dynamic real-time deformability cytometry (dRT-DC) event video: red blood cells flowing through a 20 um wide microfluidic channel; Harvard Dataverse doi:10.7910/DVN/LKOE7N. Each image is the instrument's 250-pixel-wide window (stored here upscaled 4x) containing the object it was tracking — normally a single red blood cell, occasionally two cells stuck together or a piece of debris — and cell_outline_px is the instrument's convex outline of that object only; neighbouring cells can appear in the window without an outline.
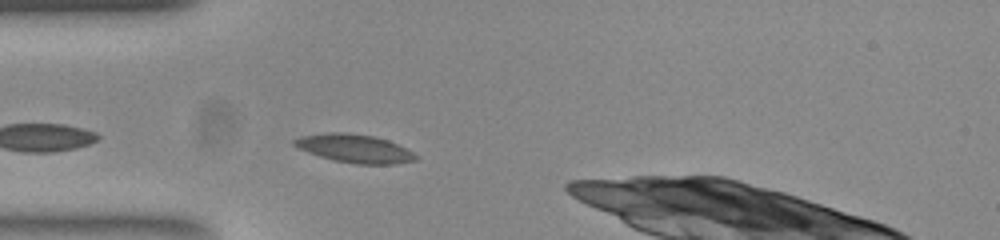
{"species": "common noctule bat (a hibernating species)", "species_latin": "Nyctalus noctula", "temperature_condition": "room temperature", "stored_images_in_passage": 7, "camera_frame_rate_fps": 3000, "um_per_image_px": 0.085, "animal": {"sex": "female", "body_mass_g": 23.0, "forearm_length_mm": 53.4}, "frame": {"image": 1, "passage_image": 3, "time_ms": 0.667, "image_size_px": [1000, 240], "cell_outline_px": [[420, 156], [416, 160], [396, 164], [356, 164], [332, 160], [308, 152], [292, 144], [292, 140], [300, 136], [324, 132], [348, 132], [376, 136], [388, 140]], "centroid_in_image_um": [30.13, 12.61], "position_along_channel_um": 54.9, "area_um2": 20.23}}